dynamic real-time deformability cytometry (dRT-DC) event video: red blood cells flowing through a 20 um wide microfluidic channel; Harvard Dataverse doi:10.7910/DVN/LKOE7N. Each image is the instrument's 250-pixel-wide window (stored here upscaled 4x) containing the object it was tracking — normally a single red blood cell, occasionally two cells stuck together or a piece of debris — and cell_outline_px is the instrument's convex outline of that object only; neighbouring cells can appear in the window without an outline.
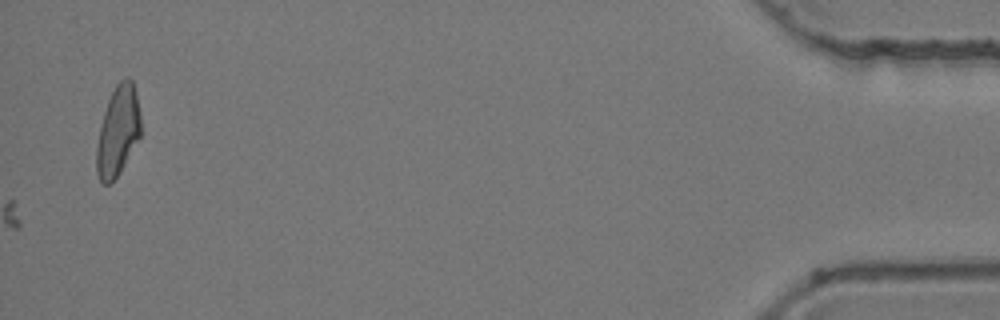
{"species": "common noctule bat (a hibernating species)", "species_latin": "Nyctalus noctula", "temperature_condition": "room temperature", "stored_images_in_passage": 62, "camera_frame_rate_fps": 3000, "um_per_image_px": 0.085, "animal": {"sex": "female", "body_mass_g": 24.6, "forearm_length_mm": 56.2}, "frame": {"image": 1, "passage_image": 62, "time_ms": 20.333, "image_size_px": [1000, 320], "cell_outline_px": [[140, 136], [120, 172], [108, 184], [100, 184], [96, 172], [96, 148], [100, 124], [108, 100], [116, 84], [124, 76], [128, 76], [132, 80], [140, 112]], "centroid_in_image_um": [10.0, 11.14], "position_along_channel_um": 425.2, "area_um2": 23.12}}